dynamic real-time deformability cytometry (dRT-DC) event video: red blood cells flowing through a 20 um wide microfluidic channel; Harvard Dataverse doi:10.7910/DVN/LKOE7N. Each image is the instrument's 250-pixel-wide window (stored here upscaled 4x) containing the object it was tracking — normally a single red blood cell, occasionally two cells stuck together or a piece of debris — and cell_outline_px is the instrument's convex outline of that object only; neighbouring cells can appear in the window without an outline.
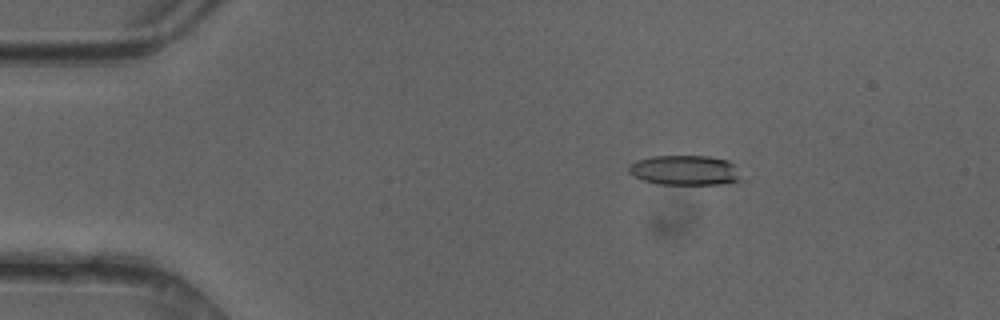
{"species": "common noctule bat (a hibernating species)", "species_latin": "Nyctalus noctula", "temperature_condition": "cold", "stored_images_in_passage": 50, "camera_frame_rate_fps": 3000, "um_per_image_px": 0.085, "animal": {"sex": "female"}, "frame": {"image": 1, "passage_image": 9, "time_ms": 2.667, "image_size_px": [1000, 320], "cell_outline_px": [[740, 180], [720, 184], [656, 184], [644, 180], [628, 172], [628, 164], [636, 160], [652, 156], [708, 156], [728, 160], [732, 164]], "centroid_in_image_um": [58.13, 14.46], "position_along_channel_um": 26.9, "area_um2": 19.31}}
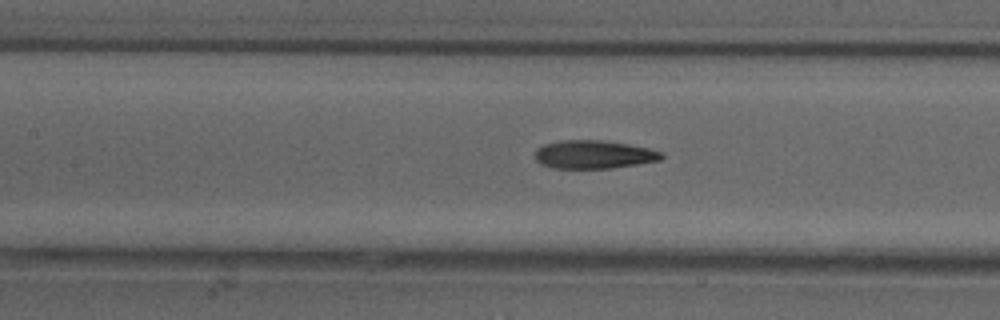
{"frame": {"image": 2, "passage_image": 23, "time_ms": 7.333, "image_size_px": [1000, 320], "cell_outline_px": [[664, 156], [660, 160], [612, 168], [552, 168], [540, 164], [536, 160], [536, 148], [544, 144], [560, 140], [600, 140], [628, 144], [652, 148], [664, 152]], "centroid_in_image_um": [50.49, 13.12], "position_along_channel_um": 156.9, "area_um2": 20.98}}
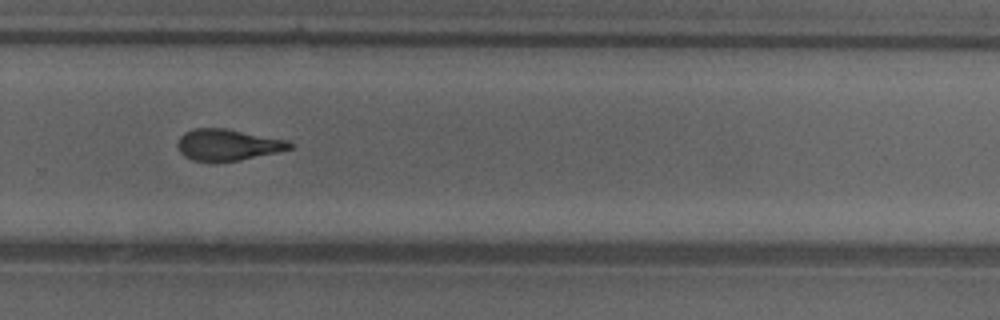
{"frame": {"image": 3, "passage_image": 34, "time_ms": 11.0, "image_size_px": [1000, 320], "cell_outline_px": [[292, 148], [276, 152], [240, 160], [216, 164], [192, 160], [184, 156], [180, 152], [176, 144], [180, 136], [184, 132], [192, 128], [224, 128], [288, 140], [292, 144]], "centroid_in_image_um": [19.29, 12.33], "position_along_channel_um": 310.5, "area_um2": 20.87}, "authors_computed_cell_mechanics": {"area_um2": 20.7791, "velocity_mm_per_s": 4.196, "shape_relaxation_time_tau1_ms": 3.8668, "shape_relaxation_time_tau2_ms": 1.9457, "deformation_change_tau1": 0.1566, "deformation_change_tau2": 0.1138}}